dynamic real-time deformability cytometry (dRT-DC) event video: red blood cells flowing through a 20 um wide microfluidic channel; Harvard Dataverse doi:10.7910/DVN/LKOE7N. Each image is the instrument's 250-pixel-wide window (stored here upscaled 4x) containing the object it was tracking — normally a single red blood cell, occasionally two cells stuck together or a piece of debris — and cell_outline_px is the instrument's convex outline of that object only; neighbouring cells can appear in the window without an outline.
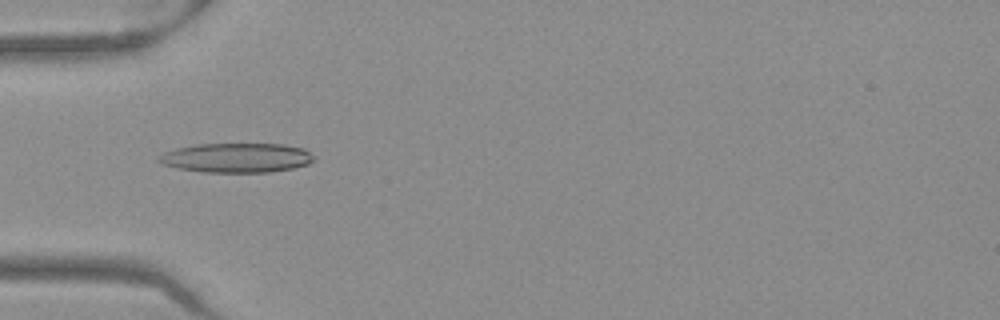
{"species": "Egyptian fruit bat (a non-hibernating species)", "species_latin": "Rousettus aegyptiacus", "temperature_condition": "warm", "stored_images_in_passage": 38, "camera_frame_rate_fps": 3000, "um_per_image_px": 0.085, "frame": {"image": 1, "passage_image": 3, "time_ms": 0.667, "image_size_px": [1000, 320], "cell_outline_px": [[316, 160], [308, 164], [292, 168], [268, 172], [200, 172], [176, 168], [160, 164], [156, 160], [156, 156], [164, 152], [176, 148], [196, 144], [284, 144], [304, 148], [316, 156]], "centroid_in_image_um": [20.08, 13.41], "position_along_channel_um": 64.9, "area_um2": 27.05}}
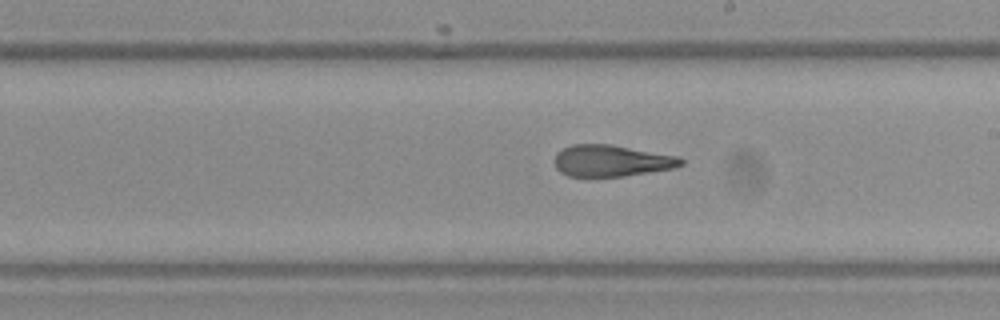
{"frame": {"image": 2, "passage_image": 16, "time_ms": 5.0, "image_size_px": [1000, 320], "cell_outline_px": [[684, 164], [676, 168], [624, 176], [568, 176], [560, 172], [556, 168], [552, 160], [556, 152], [572, 144], [612, 144], [680, 156], [684, 160]], "centroid_in_image_um": [51.99, 13.65], "position_along_channel_um": 237.0, "area_um2": 23.64}}
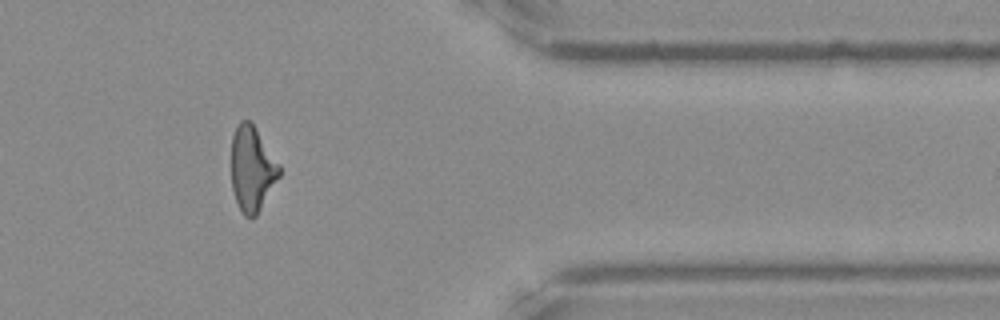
{"frame": {"image": 3, "passage_image": 29, "time_ms": 9.333, "image_size_px": [1000, 320], "cell_outline_px": [[280, 176], [256, 216], [252, 220], [248, 220], [244, 216], [236, 200], [232, 188], [232, 136], [240, 120], [252, 120], [280, 164]], "centroid_in_image_um": [21.44, 14.34], "position_along_channel_um": 390.0, "area_um2": 24.04}, "authors_computed_cell_mechanics": {"area_um2": 24.3627, "velocity_mm_per_s": 3.9824, "shape_relaxation_time_tau1_ms": 8.1883, "shape_relaxation_time_tau2_ms": 2.1607, "deformation_change_tau1": 0.2404, "deformation_change_tau2": 0.1226}}